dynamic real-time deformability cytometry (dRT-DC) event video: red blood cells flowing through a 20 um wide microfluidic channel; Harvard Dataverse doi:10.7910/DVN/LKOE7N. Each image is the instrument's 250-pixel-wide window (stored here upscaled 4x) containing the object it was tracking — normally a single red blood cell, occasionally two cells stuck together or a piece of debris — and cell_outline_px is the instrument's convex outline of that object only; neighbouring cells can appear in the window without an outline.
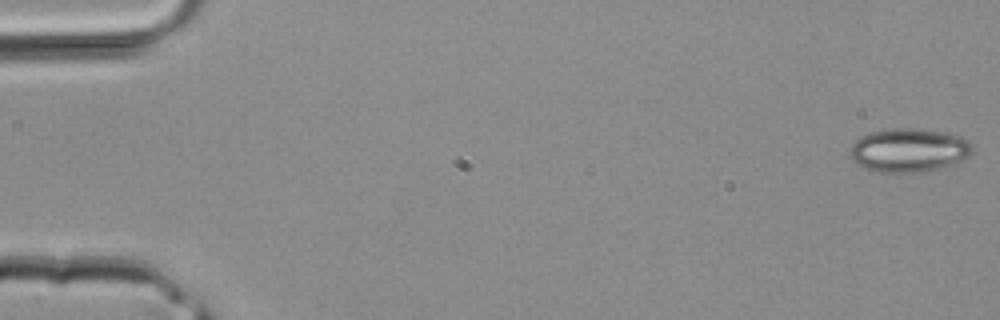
{"species": "common noctule bat (a hibernating species)", "species_latin": "Nyctalus noctula", "temperature_condition": "room temperature", "stored_images_in_passage": 42, "camera_frame_rate_fps": 3000, "um_per_image_px": 0.085, "animal": {"sex": "male", "body_mass_g": 20.4}, "frame": {"image": 1, "passage_image": 1, "time_ms": 0.0, "image_size_px": [1000, 320], "cell_outline_px": [[972, 152], [968, 156], [948, 164], [936, 168], [916, 172], [884, 172], [868, 168], [852, 160], [848, 156], [848, 148], [856, 140], [872, 132], [892, 128], [912, 128], [940, 132], [960, 136], [968, 140], [972, 144]], "centroid_in_image_um": [77.21, 12.75], "position_along_channel_um": 7.8, "area_um2": 30.4}}
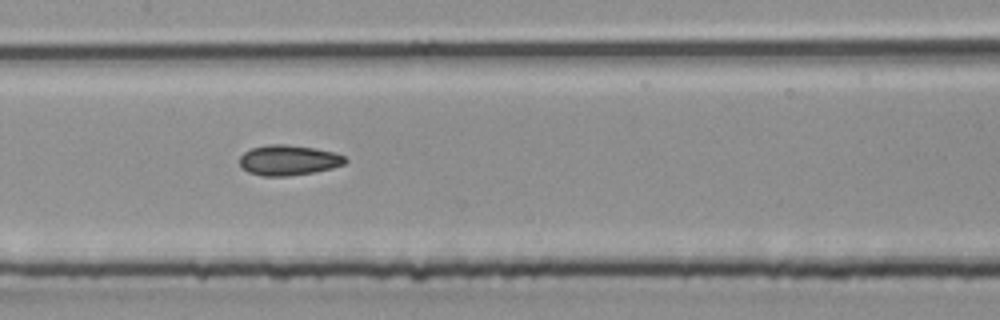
{"frame": {"image": 2, "passage_image": 21, "time_ms": 6.667, "image_size_px": [1000, 320], "cell_outline_px": [[348, 160], [344, 164], [332, 168], [312, 172], [288, 176], [260, 176], [248, 172], [240, 164], [240, 156], [244, 152], [252, 148], [268, 144], [284, 144], [316, 148], [336, 152], [344, 156]], "centroid_in_image_um": [24.54, 13.61], "position_along_channel_um": 182.9, "area_um2": 18.67}}
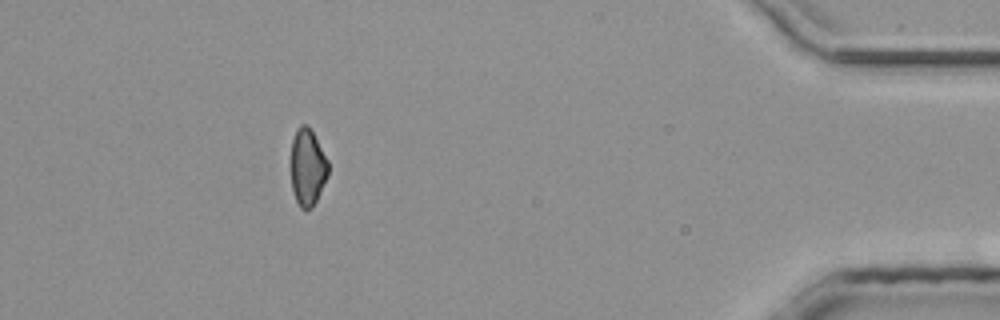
{"frame": {"image": 3, "passage_image": 38, "time_ms": 12.333, "image_size_px": [1000, 320], "cell_outline_px": [[328, 176], [312, 208], [304, 212], [300, 208], [296, 200], [292, 188], [288, 168], [288, 164], [292, 140], [296, 128], [300, 124], [304, 124], [312, 132], [328, 160]], "centroid_in_image_um": [26.08, 14.24], "position_along_channel_um": 409.1, "area_um2": 17.28}}